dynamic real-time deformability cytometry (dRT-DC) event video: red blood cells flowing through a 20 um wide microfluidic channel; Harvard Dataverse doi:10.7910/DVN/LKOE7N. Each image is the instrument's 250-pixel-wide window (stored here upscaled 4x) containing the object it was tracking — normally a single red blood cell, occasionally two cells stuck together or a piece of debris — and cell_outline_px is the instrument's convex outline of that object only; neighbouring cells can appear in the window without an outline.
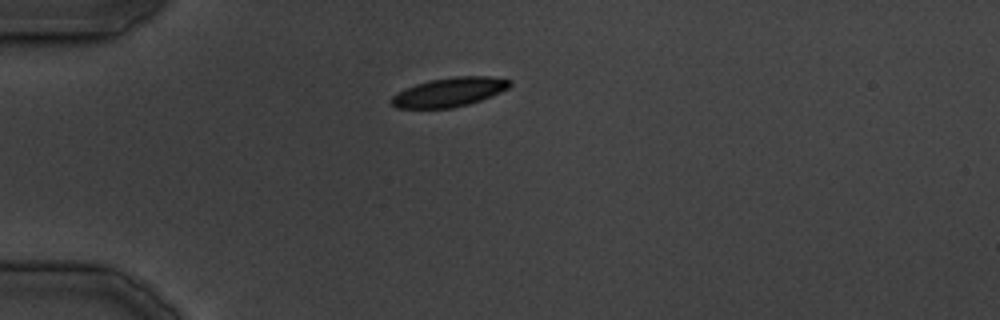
{"species": "common noctule bat (a hibernating species)", "species_latin": "Nyctalus noctula", "temperature_condition": "cold", "stored_images_in_passage": 26, "camera_frame_rate_fps": 3000, "um_per_image_px": 0.085, "animal": {"sex": "male", "body_mass_g": 19.5, "forearm_length_mm": 54.6}, "frame": {"image": 1, "passage_image": 1, "time_ms": 0.0, "image_size_px": [1000, 320], "cell_outline_px": [[512, 84], [508, 88], [492, 96], [468, 104], [452, 108], [396, 108], [392, 104], [392, 96], [416, 84], [432, 80], [456, 76], [488, 76], [512, 80]], "centroid_in_image_um": [38.24, 7.83], "position_along_channel_um": 46.8, "area_um2": 19.77}}
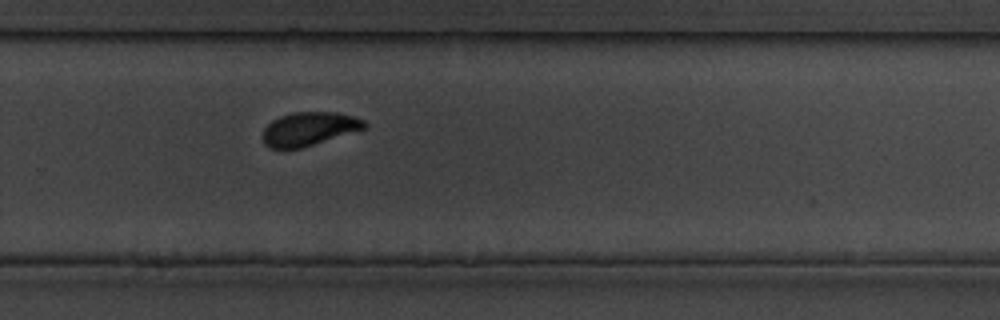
{"frame": {"image": 2, "passage_image": 18, "time_ms": 19.333, "image_size_px": [1000, 320], "cell_outline_px": [[368, 128], [300, 148], [268, 148], [264, 144], [264, 128], [272, 120], [280, 116], [292, 112], [336, 112], [352, 116], [364, 120], [368, 124]], "centroid_in_image_um": [26.29, 10.94], "position_along_channel_um": 303.5, "area_um2": 19.83}}
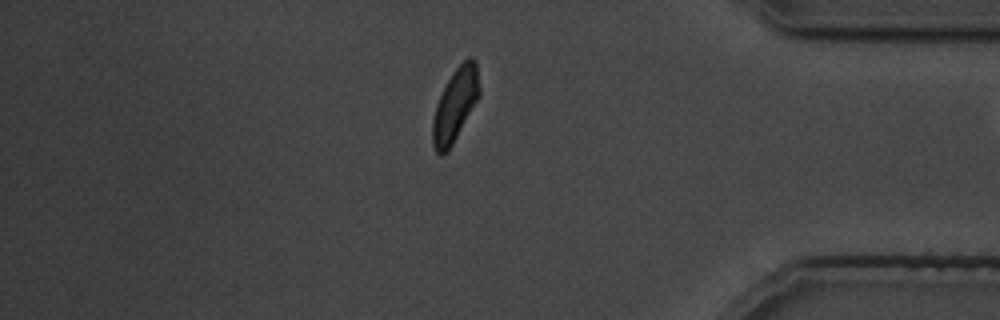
{"frame": {"image": 3, "passage_image": 25, "time_ms": 27.333, "image_size_px": [1000, 320], "cell_outline_px": [[480, 96], [448, 152], [440, 156], [436, 152], [432, 144], [432, 120], [436, 104], [452, 72], [468, 56], [472, 56], [476, 60], [480, 88]], "centroid_in_image_um": [38.7, 8.93], "position_along_channel_um": 396.5, "area_um2": 20.06}}